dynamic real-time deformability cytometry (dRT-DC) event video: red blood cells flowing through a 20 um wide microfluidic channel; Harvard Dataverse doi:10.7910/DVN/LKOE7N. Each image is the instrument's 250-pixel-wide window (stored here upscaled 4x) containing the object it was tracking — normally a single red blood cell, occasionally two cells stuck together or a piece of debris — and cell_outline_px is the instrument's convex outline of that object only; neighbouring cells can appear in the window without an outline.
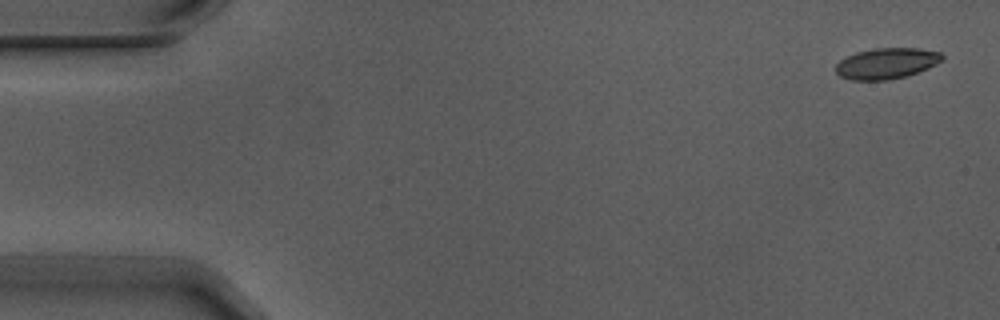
{"species": "Egyptian fruit bat (a non-hibernating species)", "species_latin": "Rousettus aegyptiacus", "temperature_condition": "warm", "stored_images_in_passage": 5, "camera_frame_rate_fps": 3000, "um_per_image_px": 0.085, "animal": {"sex": "male"}, "frame": {"image": 1, "passage_image": 1, "time_ms": 0.0, "image_size_px": [1000, 320], "cell_outline_px": [[944, 60], [928, 68], [904, 76], [888, 80], [848, 80], [840, 76], [836, 72], [836, 64], [840, 60], [856, 52], [872, 48], [920, 48], [940, 52], [944, 56]], "centroid_in_image_um": [75.36, 5.38], "position_along_channel_um": 9.6, "area_um2": 19.19}}
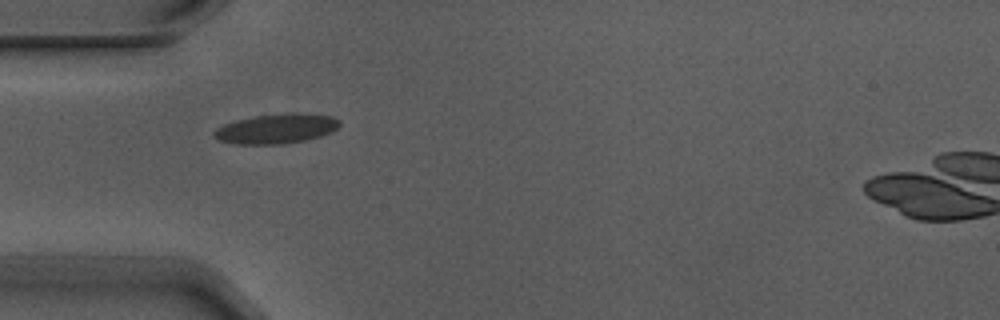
{"frame": {"image": 2, "passage_image": 5, "time_ms": 1.333, "image_size_px": [1000, 320], "cell_outline_px": [[340, 124], [332, 132], [320, 136], [304, 140], [280, 144], [236, 144], [220, 140], [212, 136], [212, 132], [216, 128], [224, 124], [236, 120], [256, 116], [288, 112], [300, 112], [332, 116], [340, 120]], "centroid_in_image_um": [23.49, 10.92], "position_along_channel_um": 61.5, "area_um2": 21.85}}